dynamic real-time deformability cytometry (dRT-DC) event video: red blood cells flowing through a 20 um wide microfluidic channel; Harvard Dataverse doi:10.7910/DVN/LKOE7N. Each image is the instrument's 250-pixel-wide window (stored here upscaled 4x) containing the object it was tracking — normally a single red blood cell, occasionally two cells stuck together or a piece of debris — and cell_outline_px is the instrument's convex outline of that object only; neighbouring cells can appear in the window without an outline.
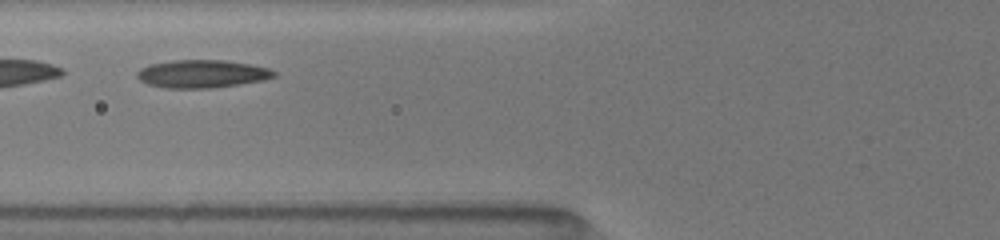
{"species": "common noctule bat (a hibernating species)", "species_latin": "Nyctalus noctula", "temperature_condition": "room temperature", "stored_images_in_passage": 4, "camera_frame_rate_fps": 3000, "um_per_image_px": 0.085, "animal": {"sex": "female", "body_mass_g": 19.5, "forearm_length_mm": 54.1}, "frame": {"image": 1, "passage_image": 3, "time_ms": 1.667, "image_size_px": [1000, 240], "cell_outline_px": [[276, 76], [264, 80], [240, 84], [212, 88], [168, 88], [148, 84], [140, 80], [136, 76], [136, 72], [140, 68], [152, 64], [172, 60], [224, 60], [248, 64], [268, 68], [276, 72]], "centroid_in_image_um": [17.16, 6.28], "position_along_channel_um": 108.6, "area_um2": 22.2}}